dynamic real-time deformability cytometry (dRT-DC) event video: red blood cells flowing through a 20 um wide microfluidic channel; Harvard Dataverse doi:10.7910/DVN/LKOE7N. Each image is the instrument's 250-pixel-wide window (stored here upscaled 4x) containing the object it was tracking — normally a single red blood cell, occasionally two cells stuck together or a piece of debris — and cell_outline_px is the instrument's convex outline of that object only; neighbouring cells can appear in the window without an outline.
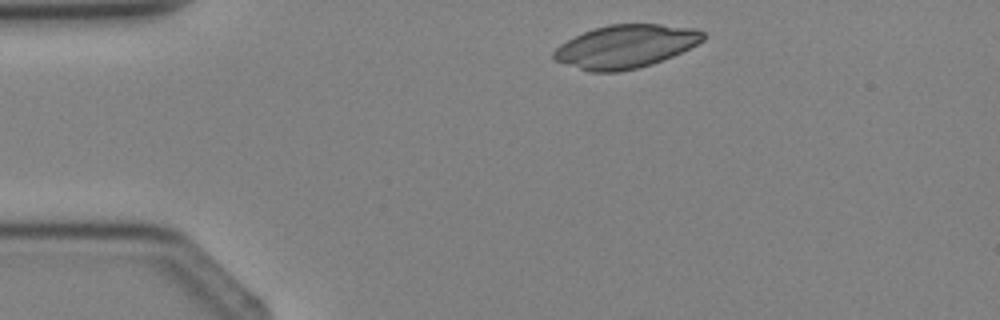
{"species": "Egyptian fruit bat (a non-hibernating species)", "species_latin": "Rousettus aegyptiacus", "temperature_condition": "cold", "stored_images_in_passage": 4, "segment_of_instrument_passage": [2, 2], "camera_frame_rate_fps": 3000, "um_per_image_px": 0.085, "animal": {"sex": "female"}, "frame": {"image": 1, "passage_image": 4, "time_ms": 3.667, "image_size_px": [1000, 320], "cell_outline_px": [[704, 40], [672, 56], [652, 64], [636, 68], [616, 72], [588, 72], [556, 60], [552, 56], [552, 52], [560, 44], [592, 28], [608, 24], [660, 24], [696, 28], [704, 32]], "centroid_in_image_um": [53.17, 3.94], "position_along_channel_um": 31.8, "area_um2": 37.4}}